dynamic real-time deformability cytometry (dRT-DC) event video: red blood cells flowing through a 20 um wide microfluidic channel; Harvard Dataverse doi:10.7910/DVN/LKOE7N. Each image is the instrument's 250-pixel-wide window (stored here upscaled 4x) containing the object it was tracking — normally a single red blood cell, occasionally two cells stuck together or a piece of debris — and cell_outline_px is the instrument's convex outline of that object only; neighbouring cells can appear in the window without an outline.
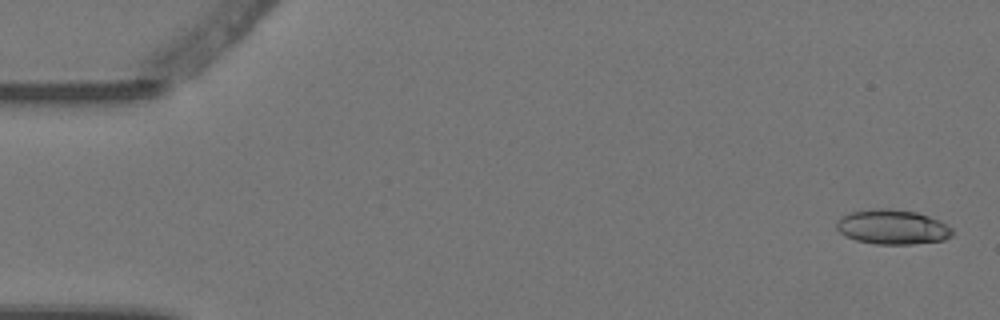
{"species": "Egyptian fruit bat (a non-hibernating species)", "species_latin": "Rousettus aegyptiacus", "temperature_condition": "warm", "stored_images_in_passage": 5, "camera_frame_rate_fps": 3000, "um_per_image_px": 0.085, "animal": {"sex": "female"}, "frame": {"image": 1, "passage_image": 1, "time_ms": 0.0, "image_size_px": [1000, 320], "cell_outline_px": [[952, 236], [944, 240], [912, 244], [876, 244], [856, 240], [844, 236], [836, 228], [836, 220], [840, 216], [852, 212], [872, 208], [888, 208], [916, 212], [940, 220], [952, 228]], "centroid_in_image_um": [75.83, 19.29], "position_along_channel_um": 9.2, "area_um2": 23.58}}
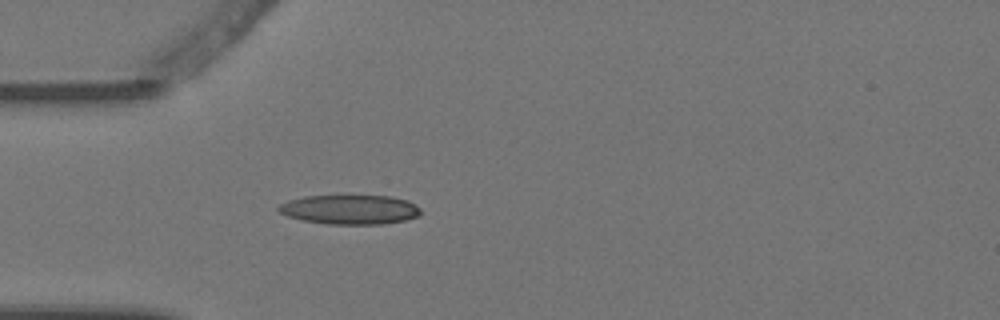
{"frame": {"image": 2, "passage_image": 5, "time_ms": 1.333, "image_size_px": [1000, 320], "cell_outline_px": [[420, 216], [404, 220], [384, 224], [328, 224], [304, 220], [288, 216], [280, 212], [276, 208], [280, 204], [288, 200], [304, 196], [388, 196], [408, 200], [416, 204], [420, 208]], "centroid_in_image_um": [29.76, 17.81], "position_along_channel_um": 55.2, "area_um2": 24.33}}